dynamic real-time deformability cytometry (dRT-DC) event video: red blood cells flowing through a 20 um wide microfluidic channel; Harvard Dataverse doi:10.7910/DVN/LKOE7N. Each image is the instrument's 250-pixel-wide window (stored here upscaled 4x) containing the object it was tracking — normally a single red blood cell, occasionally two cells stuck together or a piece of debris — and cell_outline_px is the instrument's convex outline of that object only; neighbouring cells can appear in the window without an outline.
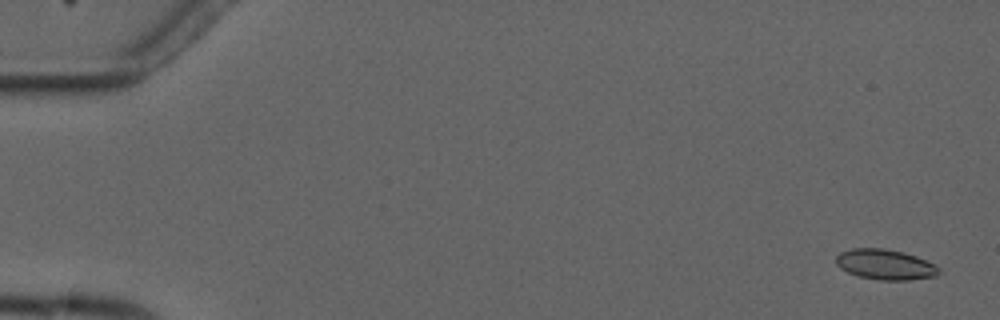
{"species": "common noctule bat (a hibernating species)", "species_latin": "Nyctalus noctula", "temperature_condition": "cold", "stored_images_in_passage": 5, "camera_frame_rate_fps": 3000, "um_per_image_px": 0.085, "animal": {"sex": "male", "forearm_length_mm": 52.5}, "frame": {"image": 1, "passage_image": 1, "time_ms": 0.0, "image_size_px": [1000, 320], "cell_outline_px": [[940, 272], [936, 276], [908, 280], [880, 280], [860, 276], [848, 272], [840, 268], [836, 264], [836, 256], [840, 252], [852, 248], [884, 248], [904, 252], [916, 256], [936, 264], [940, 268]], "centroid_in_image_um": [75.26, 22.47], "position_along_channel_um": 9.7, "area_um2": 18.26}}